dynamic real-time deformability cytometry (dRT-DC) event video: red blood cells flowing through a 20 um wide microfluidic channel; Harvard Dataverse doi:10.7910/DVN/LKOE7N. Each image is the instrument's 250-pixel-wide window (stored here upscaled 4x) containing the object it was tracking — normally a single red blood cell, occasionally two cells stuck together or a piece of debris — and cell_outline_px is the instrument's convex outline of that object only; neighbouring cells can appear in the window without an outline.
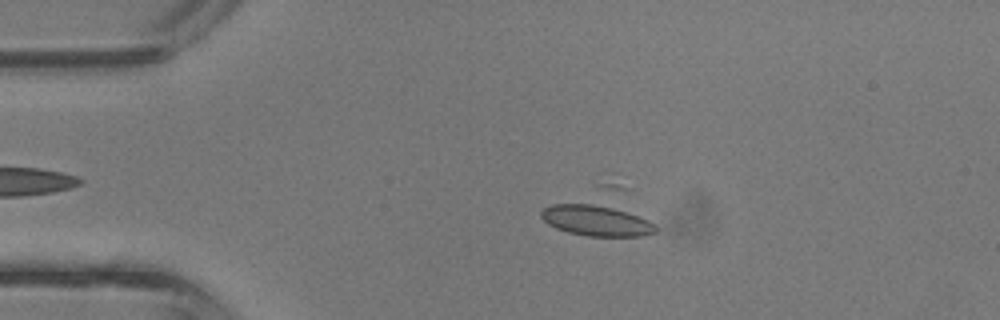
{"species": "common noctule bat (a hibernating species)", "species_latin": "Nyctalus noctula", "temperature_condition": "room temperature", "stored_images_in_passage": 4, "camera_frame_rate_fps": 3000, "um_per_image_px": 0.085, "animal": {"sex": "male", "body_mass_g": 13.3}, "frame": {"image": 1, "passage_image": 2, "time_ms": 0.333, "image_size_px": [1000, 320], "cell_outline_px": [[656, 232], [644, 236], [588, 236], [568, 232], [556, 228], [548, 224], [540, 216], [540, 212], [544, 208], [552, 204], [604, 204], [648, 220], [656, 224]], "centroid_in_image_um": [50.68, 18.75], "position_along_channel_um": 34.3, "area_um2": 20.46}}
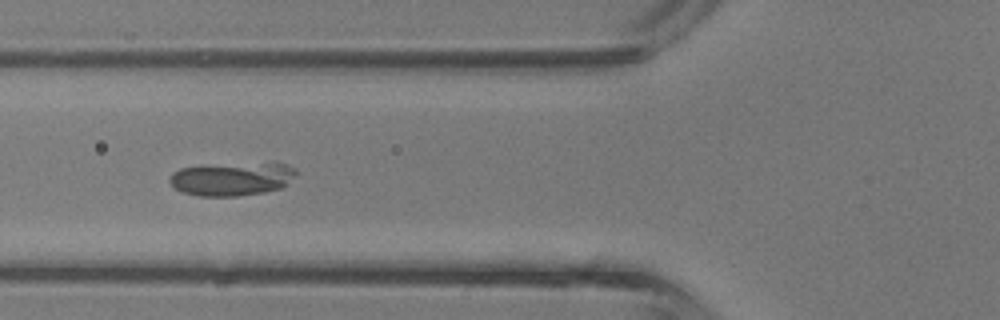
{"frame": {"image": 2, "passage_image": 4, "time_ms": 1.0, "image_size_px": [1000, 320], "cell_outline_px": [[296, 172], [288, 184], [280, 188], [264, 192], [236, 196], [200, 196], [180, 192], [168, 180], [172, 172], [180, 168], [268, 164], [288, 164], [296, 168]], "centroid_in_image_um": [19.71, 15.25], "position_along_channel_um": 106.1, "area_um2": 23.64}}